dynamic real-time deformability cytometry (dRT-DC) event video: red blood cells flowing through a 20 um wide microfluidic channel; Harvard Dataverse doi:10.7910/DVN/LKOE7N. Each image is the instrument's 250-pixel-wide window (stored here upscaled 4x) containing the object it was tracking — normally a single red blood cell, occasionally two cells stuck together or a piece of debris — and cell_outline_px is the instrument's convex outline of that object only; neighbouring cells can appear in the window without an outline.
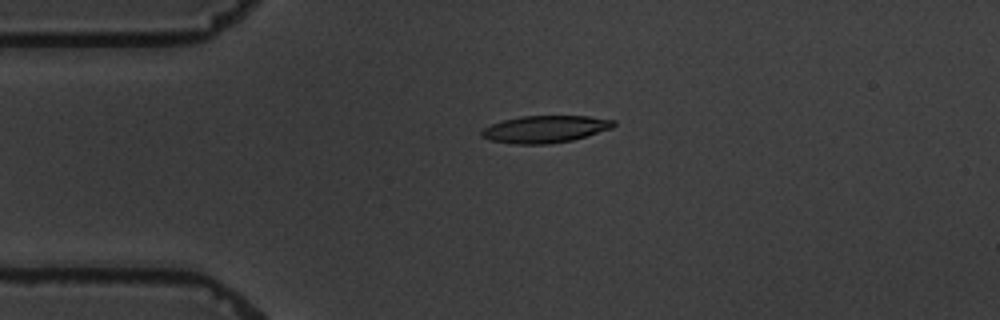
{"species": "common noctule bat (a hibernating species)", "species_latin": "Nyctalus noctula", "temperature_condition": "warm", "stored_images_in_passage": 1, "camera_frame_rate_fps": 3000, "um_per_image_px": 0.085, "animal": {"sex": "male", "body_mass_g": 19.5, "forearm_length_mm": 54.6}, "frame": {"image": 1, "passage_image": 1, "time_ms": 0.0, "image_size_px": [1000, 320], "cell_outline_px": [[616, 124], [612, 128], [572, 140], [548, 144], [516, 144], [492, 140], [480, 136], [480, 132], [484, 128], [492, 124], [504, 120], [520, 116], [588, 116], [616, 120]], "centroid_in_image_um": [46.35, 10.97], "position_along_channel_um": 38.7, "area_um2": 20.75}}